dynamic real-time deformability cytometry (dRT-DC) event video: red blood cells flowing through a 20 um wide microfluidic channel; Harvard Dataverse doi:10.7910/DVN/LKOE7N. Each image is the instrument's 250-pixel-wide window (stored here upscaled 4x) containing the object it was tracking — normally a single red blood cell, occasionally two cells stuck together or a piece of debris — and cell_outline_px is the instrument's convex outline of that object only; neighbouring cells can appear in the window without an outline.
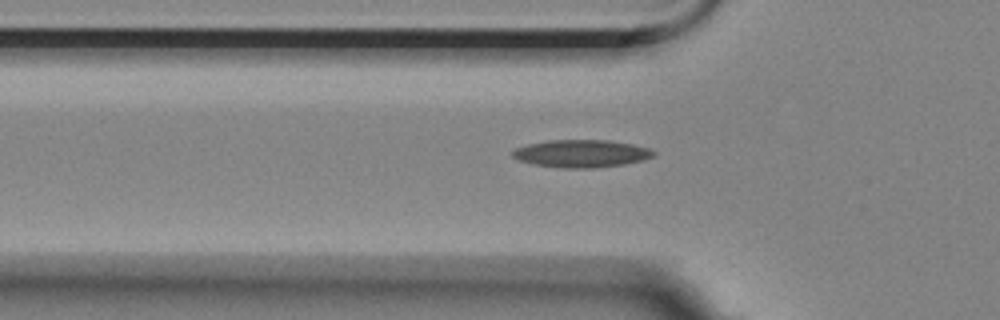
{"species": "Egyptian fruit bat (a non-hibernating species)", "species_latin": "Rousettus aegyptiacus", "temperature_condition": "room temperature", "stored_images_in_passage": 46, "camera_frame_rate_fps": 3000, "um_per_image_px": 0.085, "animal": {"sex": "female"}, "frame": {"image": 1, "passage_image": 13, "time_ms": 4.0, "image_size_px": [1000, 320], "cell_outline_px": [[656, 156], [644, 160], [624, 164], [592, 168], [564, 168], [532, 164], [520, 160], [512, 156], [512, 152], [516, 148], [528, 144], [548, 140], [608, 140], [632, 144], [648, 148], [656, 152]], "centroid_in_image_um": [49.44, 13.05], "position_along_channel_um": 76.4, "area_um2": 22.66}}
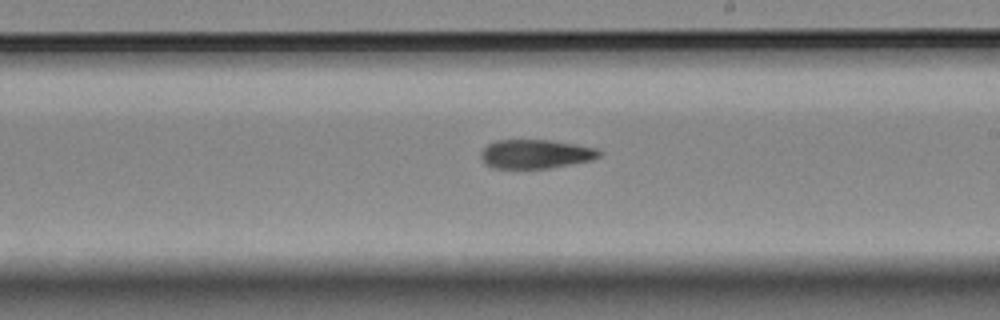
{"frame": {"image": 2, "passage_image": 27, "time_ms": 8.667, "image_size_px": [1000, 320], "cell_outline_px": [[600, 156], [592, 160], [548, 168], [492, 168], [484, 164], [480, 156], [480, 152], [488, 144], [496, 140], [552, 140], [600, 148]], "centroid_in_image_um": [45.52, 13.08], "position_along_channel_um": 243.5, "area_um2": 20.11}}
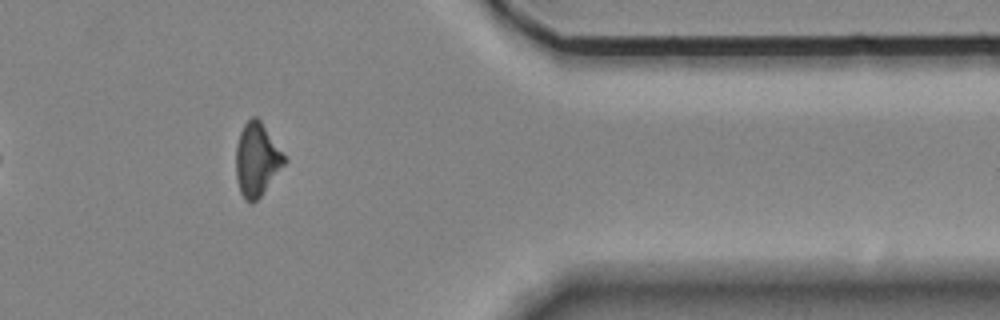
{"frame": {"image": 3, "passage_image": 41, "time_ms": 13.333, "image_size_px": [1000, 320], "cell_outline_px": [[288, 160], [260, 196], [252, 204], [244, 200], [240, 192], [236, 180], [236, 144], [240, 132], [244, 124], [252, 116], [256, 116], [260, 120]], "centroid_in_image_um": [21.81, 13.58], "position_along_channel_um": 389.6, "area_um2": 20.58}}